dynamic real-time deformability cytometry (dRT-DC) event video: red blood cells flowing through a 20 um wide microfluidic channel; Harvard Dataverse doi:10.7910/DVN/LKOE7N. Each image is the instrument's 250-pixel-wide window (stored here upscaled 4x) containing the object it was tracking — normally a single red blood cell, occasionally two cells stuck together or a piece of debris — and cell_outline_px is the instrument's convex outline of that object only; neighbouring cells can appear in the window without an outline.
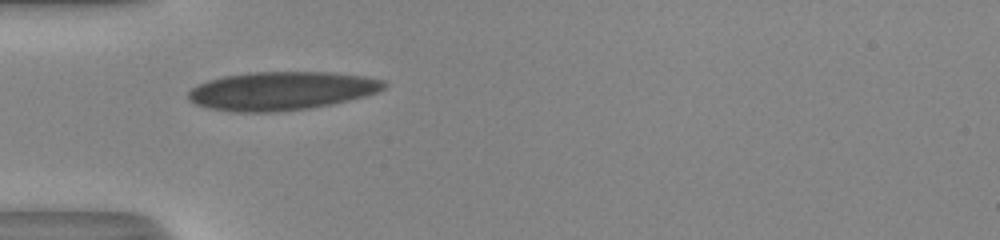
{"species": "human", "species_latin": "Homo sapiens", "temperature_condition": "room temperature", "stored_images_in_passage": 36, "camera_frame_rate_fps": 3000, "um_per_image_px": 0.085, "donor": {"sex": "male"}, "frame": {"image": 1, "passage_image": 1, "time_ms": 0.0, "image_size_px": [1000, 240], "cell_outline_px": [[388, 84], [384, 88], [376, 92], [364, 96], [332, 104], [308, 108], [276, 112], [232, 112], [208, 108], [196, 104], [188, 100], [188, 92], [196, 84], [208, 80], [224, 76], [248, 72], [332, 72], [364, 76], [384, 80]], "centroid_in_image_um": [23.89, 7.72], "position_along_channel_um": 61.1, "area_um2": 44.04}}
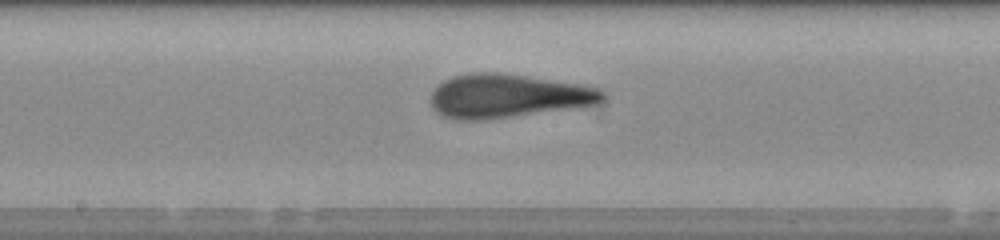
{"frame": {"image": 2, "passage_image": 12, "time_ms": 3.667, "image_size_px": [1000, 240], "cell_outline_px": [[608, 96], [604, 100], [592, 104], [576, 108], [484, 120], [456, 120], [440, 116], [432, 108], [432, 92], [444, 80], [452, 76], [476, 72], [496, 72], [584, 84], [600, 88], [608, 92]], "centroid_in_image_um": [43.21, 8.16], "position_along_channel_um": 205.0, "area_um2": 44.16}}
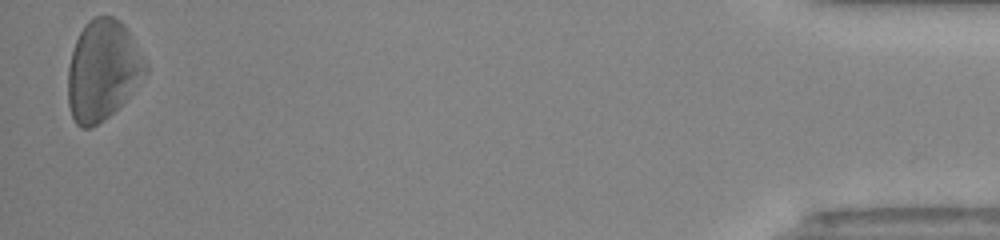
{"frame": {"image": 3, "passage_image": 35, "time_ms": 11.333, "image_size_px": [1000, 240], "cell_outline_px": [[148, 72], [128, 96], [104, 120], [92, 128], [80, 128], [76, 124], [72, 116], [68, 104], [68, 64], [76, 40], [84, 24], [88, 20], [96, 16], [112, 16], [120, 20], [128, 28], [148, 64]], "centroid_in_image_um": [8.73, 5.95], "position_along_channel_um": 426.5, "area_um2": 45.55}, "authors_computed_cell_mechanics": {"area_um2": 43.5523, "velocity_mm_per_s": 4.0464, "shape_relaxation_time_tau1_ms": 7.0852, "shape_relaxation_time_tau2_ms": 1.2064, "deformation_change_tau1": 0.1548, "deformation_change_tau2": 0.0607}}